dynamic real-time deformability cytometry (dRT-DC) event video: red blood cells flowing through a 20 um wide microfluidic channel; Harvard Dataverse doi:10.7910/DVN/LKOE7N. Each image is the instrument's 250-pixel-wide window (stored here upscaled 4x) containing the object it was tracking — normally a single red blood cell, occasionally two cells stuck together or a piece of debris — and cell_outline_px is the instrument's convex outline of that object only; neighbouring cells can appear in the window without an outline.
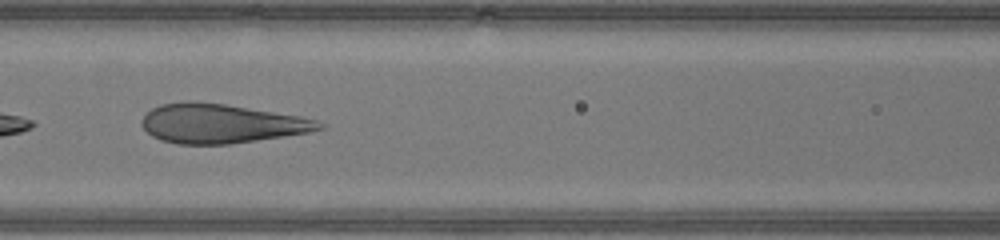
{"species": "human", "species_latin": "Homo sapiens", "temperature_condition": "warm", "stored_images_in_passage": 36, "camera_frame_rate_fps": 3000, "um_per_image_px": 0.085, "donor": {"sex": "male"}, "frame": {"image": 1, "passage_image": 11, "time_ms": 3.333, "image_size_px": [1000, 240], "cell_outline_px": [[324, 128], [308, 132], [256, 140], [228, 144], [176, 144], [160, 140], [152, 136], [140, 124], [144, 116], [152, 108], [160, 104], [188, 100], [192, 100], [224, 104], [300, 116], [316, 120], [324, 124]], "centroid_in_image_um": [18.74, 10.49], "position_along_channel_um": 147.9, "area_um2": 40.34}}
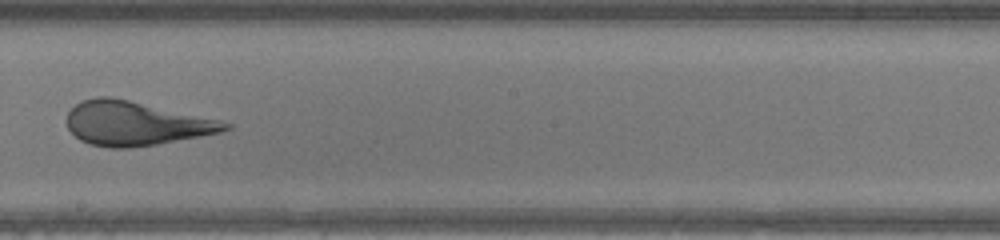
{"frame": {"image": 2, "passage_image": 17, "time_ms": 5.333, "image_size_px": [1000, 240], "cell_outline_px": [[232, 128], [220, 132], [200, 136], [156, 144], [128, 148], [108, 148], [92, 144], [80, 140], [68, 128], [68, 112], [76, 104], [84, 100], [96, 96], [112, 96], [220, 120], [232, 124]], "centroid_in_image_um": [11.52, 10.48], "position_along_channel_um": 236.7, "area_um2": 40.29}}
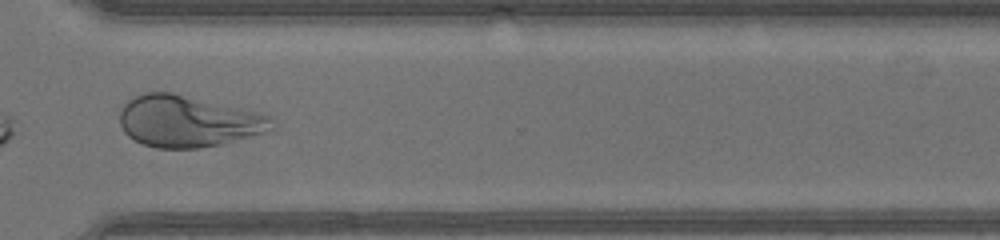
{"frame": {"image": 3, "passage_image": 25, "time_ms": 8.0, "image_size_px": [1000, 240], "cell_outline_px": [[276, 128], [272, 132], [220, 144], [200, 148], [156, 148], [144, 144], [128, 136], [124, 132], [120, 124], [120, 104], [144, 92], [172, 92], [260, 112], [268, 116]], "centroid_in_image_um": [16.0, 10.31], "position_along_channel_um": 354.6, "area_um2": 46.07}, "authors_computed_cell_mechanics": {"area_um2": 44.0436, "velocity_mm_per_s": 4.441, "shape_relaxation_time_tau1_ms": 10.0599, "shape_relaxation_time_tau2_ms": 0.6068, "deformation_change_tau1": 0.3168, "deformation_change_tau2": 0.09}}